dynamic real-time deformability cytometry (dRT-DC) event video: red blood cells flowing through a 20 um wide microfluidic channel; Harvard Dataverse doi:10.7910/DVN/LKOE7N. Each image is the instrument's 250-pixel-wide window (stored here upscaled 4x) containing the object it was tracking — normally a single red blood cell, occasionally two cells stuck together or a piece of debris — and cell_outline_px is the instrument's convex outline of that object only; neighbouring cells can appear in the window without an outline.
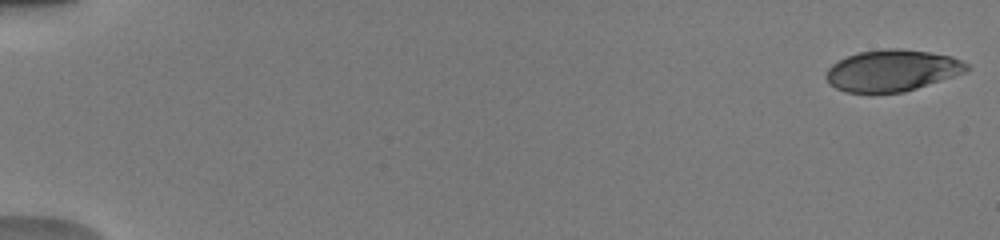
{"species": "human", "species_latin": "Homo sapiens", "temperature_condition": "warm", "stored_images_in_passage": 23, "camera_frame_rate_fps": 3000, "um_per_image_px": 0.085, "donor": {"sex": "male"}, "frame": {"image": 1, "passage_image": 1, "time_ms": 0.0, "image_size_px": [1000, 240], "cell_outline_px": [[972, 68], [968, 72], [904, 92], [872, 96], [844, 92], [828, 84], [824, 76], [828, 68], [832, 64], [848, 56], [860, 52], [884, 48], [900, 48], [928, 52], [952, 56], [968, 64]], "centroid_in_image_um": [75.81, 6.04], "position_along_channel_um": 9.2, "area_um2": 35.03}}
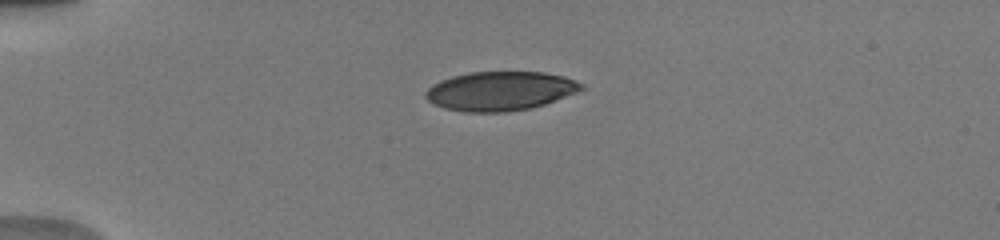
{"frame": {"image": 2, "passage_image": 11, "time_ms": 4.333, "image_size_px": [1000, 240], "cell_outline_px": [[584, 88], [576, 92], [544, 104], [532, 108], [504, 112], [464, 112], [444, 108], [432, 104], [424, 96], [424, 92], [432, 84], [440, 80], [452, 76], [468, 72], [544, 72], [564, 76], [584, 84]], "centroid_in_image_um": [42.47, 7.73], "position_along_channel_um": 42.5, "area_um2": 35.6}}
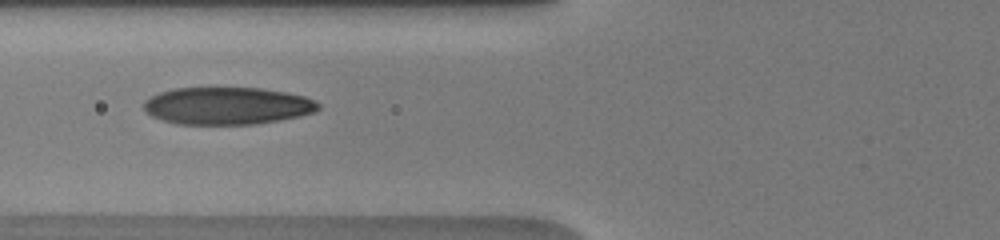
{"frame": {"image": 3, "passage_image": 22, "time_ms": 7.0, "image_size_px": [1000, 240], "cell_outline_px": [[320, 108], [316, 112], [300, 116], [280, 120], [252, 124], [176, 124], [152, 116], [144, 112], [144, 100], [160, 92], [176, 88], [260, 88], [284, 92], [304, 96], [316, 100], [320, 104]], "centroid_in_image_um": [19.33, 9.0], "position_along_channel_um": 106.5, "area_um2": 38.03}}